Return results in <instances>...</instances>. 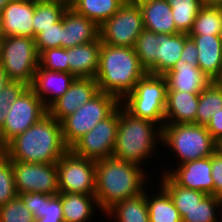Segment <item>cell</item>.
<instances>
[{"mask_svg": "<svg viewBox=\"0 0 222 222\" xmlns=\"http://www.w3.org/2000/svg\"><path fill=\"white\" fill-rule=\"evenodd\" d=\"M69 148L61 123L49 113L12 139L2 151L11 159L29 163H57Z\"/></svg>", "mask_w": 222, "mask_h": 222, "instance_id": "1", "label": "cell"}, {"mask_svg": "<svg viewBox=\"0 0 222 222\" xmlns=\"http://www.w3.org/2000/svg\"><path fill=\"white\" fill-rule=\"evenodd\" d=\"M142 169L114 157L96 161L95 197L103 214L115 203L144 192L148 175Z\"/></svg>", "mask_w": 222, "mask_h": 222, "instance_id": "2", "label": "cell"}, {"mask_svg": "<svg viewBox=\"0 0 222 222\" xmlns=\"http://www.w3.org/2000/svg\"><path fill=\"white\" fill-rule=\"evenodd\" d=\"M146 73L133 47L101 44L95 77L99 91L112 94L121 101Z\"/></svg>", "mask_w": 222, "mask_h": 222, "instance_id": "3", "label": "cell"}, {"mask_svg": "<svg viewBox=\"0 0 222 222\" xmlns=\"http://www.w3.org/2000/svg\"><path fill=\"white\" fill-rule=\"evenodd\" d=\"M157 128V129H156ZM157 137V138H156ZM161 127L118 106V129L112 157L141 166L162 140ZM159 140V141H156Z\"/></svg>", "mask_w": 222, "mask_h": 222, "instance_id": "4", "label": "cell"}, {"mask_svg": "<svg viewBox=\"0 0 222 222\" xmlns=\"http://www.w3.org/2000/svg\"><path fill=\"white\" fill-rule=\"evenodd\" d=\"M185 44V33L156 34L144 29L134 49L140 65L147 73L165 75L180 59Z\"/></svg>", "mask_w": 222, "mask_h": 222, "instance_id": "5", "label": "cell"}, {"mask_svg": "<svg viewBox=\"0 0 222 222\" xmlns=\"http://www.w3.org/2000/svg\"><path fill=\"white\" fill-rule=\"evenodd\" d=\"M167 90L164 76L146 73L120 104L132 115L152 121L162 128L165 124Z\"/></svg>", "mask_w": 222, "mask_h": 222, "instance_id": "6", "label": "cell"}, {"mask_svg": "<svg viewBox=\"0 0 222 222\" xmlns=\"http://www.w3.org/2000/svg\"><path fill=\"white\" fill-rule=\"evenodd\" d=\"M161 129L162 144L177 154L180 165L211 156L219 146L203 125L164 124Z\"/></svg>", "mask_w": 222, "mask_h": 222, "instance_id": "7", "label": "cell"}, {"mask_svg": "<svg viewBox=\"0 0 222 222\" xmlns=\"http://www.w3.org/2000/svg\"><path fill=\"white\" fill-rule=\"evenodd\" d=\"M119 105L120 100L116 96L100 91L73 114L65 117L60 123L66 146L70 149L97 123L108 118Z\"/></svg>", "mask_w": 222, "mask_h": 222, "instance_id": "8", "label": "cell"}, {"mask_svg": "<svg viewBox=\"0 0 222 222\" xmlns=\"http://www.w3.org/2000/svg\"><path fill=\"white\" fill-rule=\"evenodd\" d=\"M1 66L10 81L31 86L39 66L35 39L22 36L4 37L1 42Z\"/></svg>", "mask_w": 222, "mask_h": 222, "instance_id": "9", "label": "cell"}, {"mask_svg": "<svg viewBox=\"0 0 222 222\" xmlns=\"http://www.w3.org/2000/svg\"><path fill=\"white\" fill-rule=\"evenodd\" d=\"M48 113L43 101L28 86L10 105L9 113L0 129L1 150L17 135L25 132Z\"/></svg>", "mask_w": 222, "mask_h": 222, "instance_id": "10", "label": "cell"}, {"mask_svg": "<svg viewBox=\"0 0 222 222\" xmlns=\"http://www.w3.org/2000/svg\"><path fill=\"white\" fill-rule=\"evenodd\" d=\"M143 30L139 6L125 2L115 14L99 26V38L102 44L134 48Z\"/></svg>", "mask_w": 222, "mask_h": 222, "instance_id": "11", "label": "cell"}, {"mask_svg": "<svg viewBox=\"0 0 222 222\" xmlns=\"http://www.w3.org/2000/svg\"><path fill=\"white\" fill-rule=\"evenodd\" d=\"M59 193L95 195L96 161L68 149L56 163Z\"/></svg>", "mask_w": 222, "mask_h": 222, "instance_id": "12", "label": "cell"}, {"mask_svg": "<svg viewBox=\"0 0 222 222\" xmlns=\"http://www.w3.org/2000/svg\"><path fill=\"white\" fill-rule=\"evenodd\" d=\"M118 129V108L105 120L97 123L70 149L78 156L93 161L112 157Z\"/></svg>", "mask_w": 222, "mask_h": 222, "instance_id": "13", "label": "cell"}, {"mask_svg": "<svg viewBox=\"0 0 222 222\" xmlns=\"http://www.w3.org/2000/svg\"><path fill=\"white\" fill-rule=\"evenodd\" d=\"M17 193L38 192L57 195L58 169L56 163H29L12 160Z\"/></svg>", "mask_w": 222, "mask_h": 222, "instance_id": "14", "label": "cell"}, {"mask_svg": "<svg viewBox=\"0 0 222 222\" xmlns=\"http://www.w3.org/2000/svg\"><path fill=\"white\" fill-rule=\"evenodd\" d=\"M99 92V86L95 79L77 77L69 89L48 107V113L61 122Z\"/></svg>", "mask_w": 222, "mask_h": 222, "instance_id": "15", "label": "cell"}, {"mask_svg": "<svg viewBox=\"0 0 222 222\" xmlns=\"http://www.w3.org/2000/svg\"><path fill=\"white\" fill-rule=\"evenodd\" d=\"M178 167V168H177ZM166 171L177 185L198 190L206 195H214V182L211 175V156L189 161Z\"/></svg>", "mask_w": 222, "mask_h": 222, "instance_id": "16", "label": "cell"}, {"mask_svg": "<svg viewBox=\"0 0 222 222\" xmlns=\"http://www.w3.org/2000/svg\"><path fill=\"white\" fill-rule=\"evenodd\" d=\"M35 0H11L1 11L3 35L33 38Z\"/></svg>", "mask_w": 222, "mask_h": 222, "instance_id": "17", "label": "cell"}, {"mask_svg": "<svg viewBox=\"0 0 222 222\" xmlns=\"http://www.w3.org/2000/svg\"><path fill=\"white\" fill-rule=\"evenodd\" d=\"M99 37V26L68 7L62 16V48H71Z\"/></svg>", "mask_w": 222, "mask_h": 222, "instance_id": "18", "label": "cell"}, {"mask_svg": "<svg viewBox=\"0 0 222 222\" xmlns=\"http://www.w3.org/2000/svg\"><path fill=\"white\" fill-rule=\"evenodd\" d=\"M75 78L68 72L45 70L38 66L30 87L48 108L69 89Z\"/></svg>", "mask_w": 222, "mask_h": 222, "instance_id": "19", "label": "cell"}, {"mask_svg": "<svg viewBox=\"0 0 222 222\" xmlns=\"http://www.w3.org/2000/svg\"><path fill=\"white\" fill-rule=\"evenodd\" d=\"M163 76L167 82V91L201 93L212 82L198 66L180 60Z\"/></svg>", "mask_w": 222, "mask_h": 222, "instance_id": "20", "label": "cell"}, {"mask_svg": "<svg viewBox=\"0 0 222 222\" xmlns=\"http://www.w3.org/2000/svg\"><path fill=\"white\" fill-rule=\"evenodd\" d=\"M101 40H96L67 48L69 73L76 78L95 79L99 69Z\"/></svg>", "mask_w": 222, "mask_h": 222, "instance_id": "21", "label": "cell"}, {"mask_svg": "<svg viewBox=\"0 0 222 222\" xmlns=\"http://www.w3.org/2000/svg\"><path fill=\"white\" fill-rule=\"evenodd\" d=\"M198 49L197 66L212 81H222V41L219 36L188 35Z\"/></svg>", "mask_w": 222, "mask_h": 222, "instance_id": "22", "label": "cell"}, {"mask_svg": "<svg viewBox=\"0 0 222 222\" xmlns=\"http://www.w3.org/2000/svg\"><path fill=\"white\" fill-rule=\"evenodd\" d=\"M200 93L167 91L165 124H195Z\"/></svg>", "mask_w": 222, "mask_h": 222, "instance_id": "23", "label": "cell"}, {"mask_svg": "<svg viewBox=\"0 0 222 222\" xmlns=\"http://www.w3.org/2000/svg\"><path fill=\"white\" fill-rule=\"evenodd\" d=\"M138 6L142 13L144 29L156 34L180 33L174 24L171 6L167 0H152Z\"/></svg>", "mask_w": 222, "mask_h": 222, "instance_id": "24", "label": "cell"}, {"mask_svg": "<svg viewBox=\"0 0 222 222\" xmlns=\"http://www.w3.org/2000/svg\"><path fill=\"white\" fill-rule=\"evenodd\" d=\"M61 197L64 222H88L98 202L95 195L58 193ZM97 205V206H96ZM95 206V207H94Z\"/></svg>", "mask_w": 222, "mask_h": 222, "instance_id": "25", "label": "cell"}, {"mask_svg": "<svg viewBox=\"0 0 222 222\" xmlns=\"http://www.w3.org/2000/svg\"><path fill=\"white\" fill-rule=\"evenodd\" d=\"M114 217L117 222H150L146 202V191L140 195L115 203L106 212Z\"/></svg>", "mask_w": 222, "mask_h": 222, "instance_id": "26", "label": "cell"}, {"mask_svg": "<svg viewBox=\"0 0 222 222\" xmlns=\"http://www.w3.org/2000/svg\"><path fill=\"white\" fill-rule=\"evenodd\" d=\"M124 3L123 0H69V7L77 14L86 16L100 26Z\"/></svg>", "mask_w": 222, "mask_h": 222, "instance_id": "27", "label": "cell"}, {"mask_svg": "<svg viewBox=\"0 0 222 222\" xmlns=\"http://www.w3.org/2000/svg\"><path fill=\"white\" fill-rule=\"evenodd\" d=\"M68 7L69 0H35V13L32 19L33 38L58 22Z\"/></svg>", "mask_w": 222, "mask_h": 222, "instance_id": "28", "label": "cell"}, {"mask_svg": "<svg viewBox=\"0 0 222 222\" xmlns=\"http://www.w3.org/2000/svg\"><path fill=\"white\" fill-rule=\"evenodd\" d=\"M222 108V81H212L199 96L195 124L206 126Z\"/></svg>", "mask_w": 222, "mask_h": 222, "instance_id": "29", "label": "cell"}, {"mask_svg": "<svg viewBox=\"0 0 222 222\" xmlns=\"http://www.w3.org/2000/svg\"><path fill=\"white\" fill-rule=\"evenodd\" d=\"M153 195L149 197L146 193L150 222H182L171 197L161 186L159 193Z\"/></svg>", "mask_w": 222, "mask_h": 222, "instance_id": "30", "label": "cell"}, {"mask_svg": "<svg viewBox=\"0 0 222 222\" xmlns=\"http://www.w3.org/2000/svg\"><path fill=\"white\" fill-rule=\"evenodd\" d=\"M160 180L161 187L169 194L181 218L183 211H187L200 202L206 194L177 185L167 174H163Z\"/></svg>", "mask_w": 222, "mask_h": 222, "instance_id": "31", "label": "cell"}, {"mask_svg": "<svg viewBox=\"0 0 222 222\" xmlns=\"http://www.w3.org/2000/svg\"><path fill=\"white\" fill-rule=\"evenodd\" d=\"M171 6L174 24L180 33L189 34L200 9L204 5L203 0H167Z\"/></svg>", "mask_w": 222, "mask_h": 222, "instance_id": "32", "label": "cell"}, {"mask_svg": "<svg viewBox=\"0 0 222 222\" xmlns=\"http://www.w3.org/2000/svg\"><path fill=\"white\" fill-rule=\"evenodd\" d=\"M222 27V7L203 5L188 35L219 36Z\"/></svg>", "mask_w": 222, "mask_h": 222, "instance_id": "33", "label": "cell"}, {"mask_svg": "<svg viewBox=\"0 0 222 222\" xmlns=\"http://www.w3.org/2000/svg\"><path fill=\"white\" fill-rule=\"evenodd\" d=\"M219 205L220 199L218 196L206 195L194 207L183 211L182 222H219L216 216Z\"/></svg>", "mask_w": 222, "mask_h": 222, "instance_id": "34", "label": "cell"}, {"mask_svg": "<svg viewBox=\"0 0 222 222\" xmlns=\"http://www.w3.org/2000/svg\"><path fill=\"white\" fill-rule=\"evenodd\" d=\"M18 193L15 187L12 160L3 152H0V206L16 198Z\"/></svg>", "mask_w": 222, "mask_h": 222, "instance_id": "35", "label": "cell"}, {"mask_svg": "<svg viewBox=\"0 0 222 222\" xmlns=\"http://www.w3.org/2000/svg\"><path fill=\"white\" fill-rule=\"evenodd\" d=\"M39 66L45 70L69 73L67 48H49L39 54Z\"/></svg>", "mask_w": 222, "mask_h": 222, "instance_id": "36", "label": "cell"}, {"mask_svg": "<svg viewBox=\"0 0 222 222\" xmlns=\"http://www.w3.org/2000/svg\"><path fill=\"white\" fill-rule=\"evenodd\" d=\"M34 220V216L18 196L0 206V222H34Z\"/></svg>", "mask_w": 222, "mask_h": 222, "instance_id": "37", "label": "cell"}, {"mask_svg": "<svg viewBox=\"0 0 222 222\" xmlns=\"http://www.w3.org/2000/svg\"><path fill=\"white\" fill-rule=\"evenodd\" d=\"M28 86L19 81H9L0 93V129L3 127L6 117L12 105L18 96Z\"/></svg>", "mask_w": 222, "mask_h": 222, "instance_id": "38", "label": "cell"}, {"mask_svg": "<svg viewBox=\"0 0 222 222\" xmlns=\"http://www.w3.org/2000/svg\"><path fill=\"white\" fill-rule=\"evenodd\" d=\"M35 43L39 54L49 48H62V18L52 24V27L40 32L35 37Z\"/></svg>", "mask_w": 222, "mask_h": 222, "instance_id": "39", "label": "cell"}, {"mask_svg": "<svg viewBox=\"0 0 222 222\" xmlns=\"http://www.w3.org/2000/svg\"><path fill=\"white\" fill-rule=\"evenodd\" d=\"M34 222H64L62 202L59 194H45V209L43 217L36 218Z\"/></svg>", "mask_w": 222, "mask_h": 222, "instance_id": "40", "label": "cell"}, {"mask_svg": "<svg viewBox=\"0 0 222 222\" xmlns=\"http://www.w3.org/2000/svg\"><path fill=\"white\" fill-rule=\"evenodd\" d=\"M18 197L30 210L34 218L43 217L45 209V194L38 192L18 193Z\"/></svg>", "mask_w": 222, "mask_h": 222, "instance_id": "41", "label": "cell"}, {"mask_svg": "<svg viewBox=\"0 0 222 222\" xmlns=\"http://www.w3.org/2000/svg\"><path fill=\"white\" fill-rule=\"evenodd\" d=\"M211 175L214 182V195L222 194V151L218 148L211 155Z\"/></svg>", "mask_w": 222, "mask_h": 222, "instance_id": "42", "label": "cell"}, {"mask_svg": "<svg viewBox=\"0 0 222 222\" xmlns=\"http://www.w3.org/2000/svg\"><path fill=\"white\" fill-rule=\"evenodd\" d=\"M198 49L195 42L188 34L185 33V44L180 57L181 62H188L191 65L197 66L198 64Z\"/></svg>", "mask_w": 222, "mask_h": 222, "instance_id": "43", "label": "cell"}, {"mask_svg": "<svg viewBox=\"0 0 222 222\" xmlns=\"http://www.w3.org/2000/svg\"><path fill=\"white\" fill-rule=\"evenodd\" d=\"M205 127L219 145L222 142V108L216 114H213Z\"/></svg>", "mask_w": 222, "mask_h": 222, "instance_id": "44", "label": "cell"}, {"mask_svg": "<svg viewBox=\"0 0 222 222\" xmlns=\"http://www.w3.org/2000/svg\"><path fill=\"white\" fill-rule=\"evenodd\" d=\"M9 81L10 80L6 72L4 71L3 67L0 64V93Z\"/></svg>", "mask_w": 222, "mask_h": 222, "instance_id": "45", "label": "cell"}, {"mask_svg": "<svg viewBox=\"0 0 222 222\" xmlns=\"http://www.w3.org/2000/svg\"><path fill=\"white\" fill-rule=\"evenodd\" d=\"M205 5H212V6H220L222 7V0H203Z\"/></svg>", "mask_w": 222, "mask_h": 222, "instance_id": "46", "label": "cell"}, {"mask_svg": "<svg viewBox=\"0 0 222 222\" xmlns=\"http://www.w3.org/2000/svg\"><path fill=\"white\" fill-rule=\"evenodd\" d=\"M152 1V0H127V3L134 4V5H141L142 3Z\"/></svg>", "mask_w": 222, "mask_h": 222, "instance_id": "47", "label": "cell"}, {"mask_svg": "<svg viewBox=\"0 0 222 222\" xmlns=\"http://www.w3.org/2000/svg\"><path fill=\"white\" fill-rule=\"evenodd\" d=\"M11 0H0V12Z\"/></svg>", "mask_w": 222, "mask_h": 222, "instance_id": "48", "label": "cell"}, {"mask_svg": "<svg viewBox=\"0 0 222 222\" xmlns=\"http://www.w3.org/2000/svg\"><path fill=\"white\" fill-rule=\"evenodd\" d=\"M4 35H3V27H2V16H1V12H0V39H3Z\"/></svg>", "mask_w": 222, "mask_h": 222, "instance_id": "49", "label": "cell"}, {"mask_svg": "<svg viewBox=\"0 0 222 222\" xmlns=\"http://www.w3.org/2000/svg\"><path fill=\"white\" fill-rule=\"evenodd\" d=\"M219 38H220L221 41H222V27H221L220 32H219Z\"/></svg>", "mask_w": 222, "mask_h": 222, "instance_id": "50", "label": "cell"}, {"mask_svg": "<svg viewBox=\"0 0 222 222\" xmlns=\"http://www.w3.org/2000/svg\"><path fill=\"white\" fill-rule=\"evenodd\" d=\"M1 42H2V39H0V64H1Z\"/></svg>", "mask_w": 222, "mask_h": 222, "instance_id": "51", "label": "cell"}, {"mask_svg": "<svg viewBox=\"0 0 222 222\" xmlns=\"http://www.w3.org/2000/svg\"><path fill=\"white\" fill-rule=\"evenodd\" d=\"M218 148L222 151V142L219 144Z\"/></svg>", "mask_w": 222, "mask_h": 222, "instance_id": "52", "label": "cell"}, {"mask_svg": "<svg viewBox=\"0 0 222 222\" xmlns=\"http://www.w3.org/2000/svg\"><path fill=\"white\" fill-rule=\"evenodd\" d=\"M220 204H222V194L219 196Z\"/></svg>", "mask_w": 222, "mask_h": 222, "instance_id": "53", "label": "cell"}]
</instances>
